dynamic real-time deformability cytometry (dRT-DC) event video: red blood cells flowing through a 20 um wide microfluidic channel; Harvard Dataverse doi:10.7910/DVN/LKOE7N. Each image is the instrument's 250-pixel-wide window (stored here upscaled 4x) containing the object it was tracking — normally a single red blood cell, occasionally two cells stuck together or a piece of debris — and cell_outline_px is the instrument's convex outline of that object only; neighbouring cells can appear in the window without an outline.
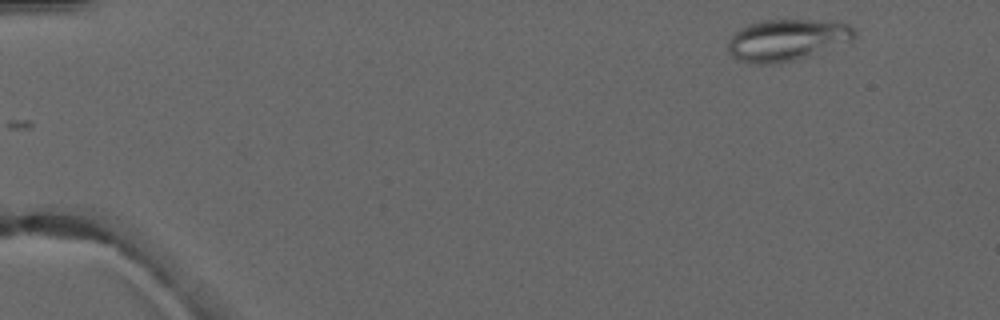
{"species": "common noctule bat (a hibernating species)", "species_latin": "Nyctalus noctula", "temperature_condition": "warm", "stored_images_in_passage": 4, "camera_frame_rate_fps": 3000, "um_per_image_px": 0.085, "animal": {"sex": "male", "forearm_length_mm": 52.5}, "frame": {"image": 1, "passage_image": 1, "time_ms": 0.0, "image_size_px": [1000, 320], "cell_outline_px": [[856, 36], [852, 40], [808, 56], [792, 60], [772, 64], [752, 64], [736, 60], [728, 52], [728, 44], [732, 36], [740, 28], [748, 24], [764, 20], [832, 20], [848, 24], [856, 32]], "centroid_in_image_um": [66.87, 3.39], "position_along_channel_um": 18.1, "area_um2": 30.63}}